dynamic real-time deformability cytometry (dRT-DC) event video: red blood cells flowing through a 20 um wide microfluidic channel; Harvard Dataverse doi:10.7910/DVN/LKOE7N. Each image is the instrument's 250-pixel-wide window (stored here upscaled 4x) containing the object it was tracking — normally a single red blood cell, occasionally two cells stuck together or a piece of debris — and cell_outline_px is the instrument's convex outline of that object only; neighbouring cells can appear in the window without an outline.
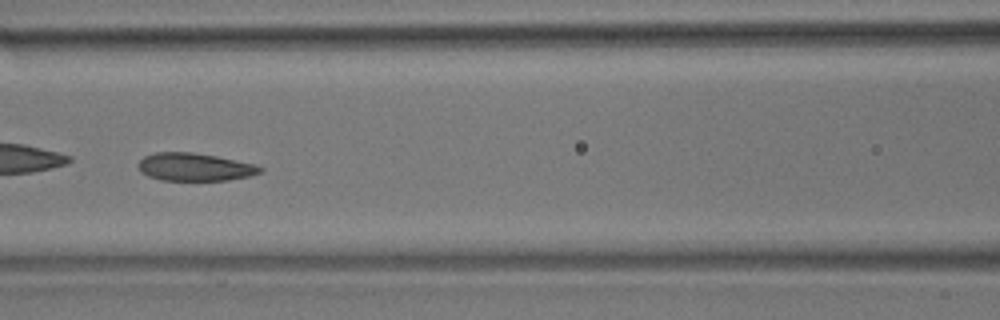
{"species": "common noctule bat (a hibernating species)", "species_latin": "Nyctalus noctula", "temperature_condition": "room temperature", "stored_images_in_passage": 6, "camera_frame_rate_fps": 3000, "um_per_image_px": 0.085, "animal": {"sex": "male", "body_mass_g": 17.9}, "frame": {"image": 1, "passage_image": 6, "time_ms": 6.0, "image_size_px": [1000, 320], "cell_outline_px": [[264, 168], [260, 172], [248, 176], [228, 180], [160, 180], [148, 176], [140, 172], [136, 164], [144, 156], [156, 152], [192, 152], [216, 156], [256, 164]], "centroid_in_image_um": [16.51, 14.19], "position_along_channel_um": 150.1, "area_um2": 19.83}}